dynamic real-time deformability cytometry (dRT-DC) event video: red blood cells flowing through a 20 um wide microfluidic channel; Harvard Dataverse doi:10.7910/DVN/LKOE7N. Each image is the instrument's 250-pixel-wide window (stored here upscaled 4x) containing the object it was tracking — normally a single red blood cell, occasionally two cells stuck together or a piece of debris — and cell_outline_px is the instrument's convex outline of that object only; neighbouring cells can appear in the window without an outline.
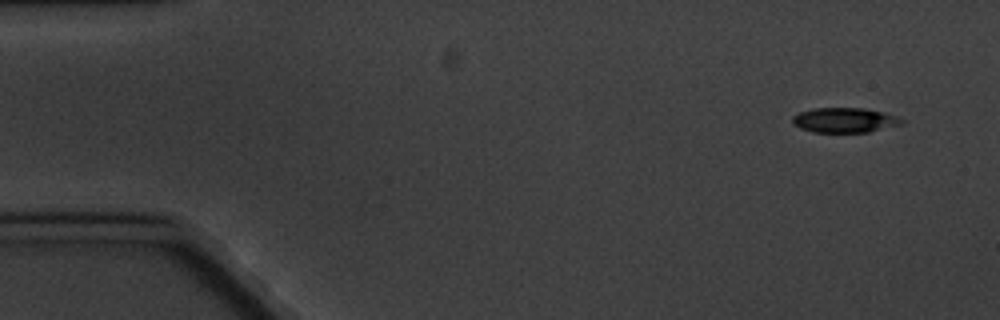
{"species": "common noctule bat (a hibernating species)", "species_latin": "Nyctalus noctula", "temperature_condition": "cold", "stored_images_in_passage": 9, "camera_frame_rate_fps": 3000, "um_per_image_px": 0.085, "animal": {"sex": "male", "body_mass_g": 20.1, "forearm_length_mm": 53.5}, "frame": {"image": 1, "passage_image": 1, "time_ms": 0.0, "image_size_px": [1000, 320], "cell_outline_px": [[904, 124], [868, 132], [812, 132], [800, 128], [792, 120], [792, 116], [800, 112], [816, 108], [864, 108], [896, 116], [904, 120]], "centroid_in_image_um": [71.81, 10.22], "position_along_channel_um": 13.2, "area_um2": 15.66}}
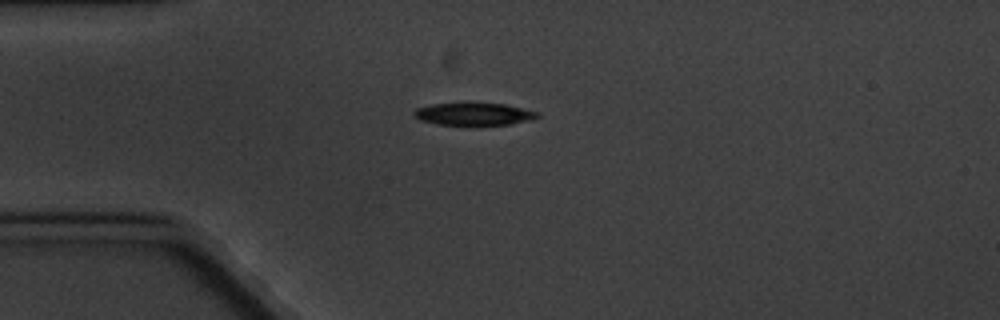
{"frame": {"image": 2, "passage_image": 4, "time_ms": 3.667, "image_size_px": [1000, 320], "cell_outline_px": [[540, 116], [512, 124], [436, 124], [420, 120], [412, 112], [416, 108], [432, 104], [504, 104], [540, 112]], "centroid_in_image_um": [40.27, 9.69], "position_along_channel_um": 44.7, "area_um2": 15.55}}